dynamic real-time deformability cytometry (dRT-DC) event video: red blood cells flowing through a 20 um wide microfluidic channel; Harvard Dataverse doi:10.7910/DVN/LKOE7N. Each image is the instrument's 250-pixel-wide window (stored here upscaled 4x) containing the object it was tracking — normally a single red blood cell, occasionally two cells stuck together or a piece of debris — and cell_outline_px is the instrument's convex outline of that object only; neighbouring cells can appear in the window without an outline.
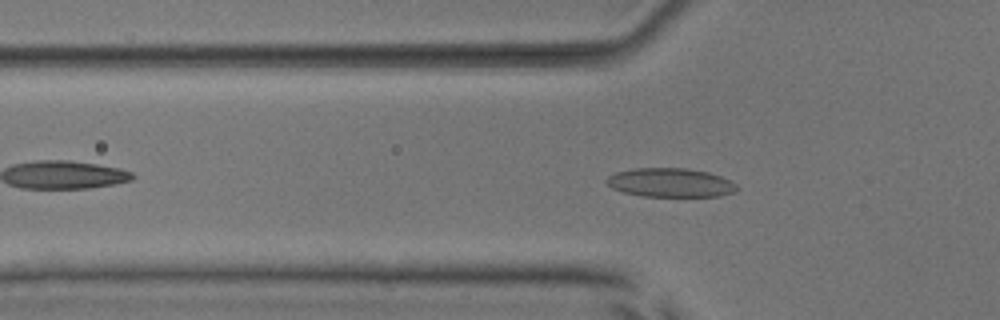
{"species": "common noctule bat (a hibernating species)", "species_latin": "Nyctalus noctula", "temperature_condition": "room temperature", "stored_images_in_passage": 43, "camera_frame_rate_fps": 3000, "um_per_image_px": 0.085, "animal": {"sex": "male", "body_mass_g": 17.9, "forearm_length_mm": 54.2}, "frame": {"image": 1, "passage_image": 11, "time_ms": 3.333, "image_size_px": [1000, 320], "cell_outline_px": [[740, 188], [736, 192], [720, 196], [640, 196], [624, 192], [612, 188], [604, 180], [608, 176], [616, 172], [632, 168], [688, 168], [708, 172], [720, 176], [736, 184]], "centroid_in_image_um": [56.99, 15.52], "position_along_channel_um": 68.8, "area_um2": 22.08}}
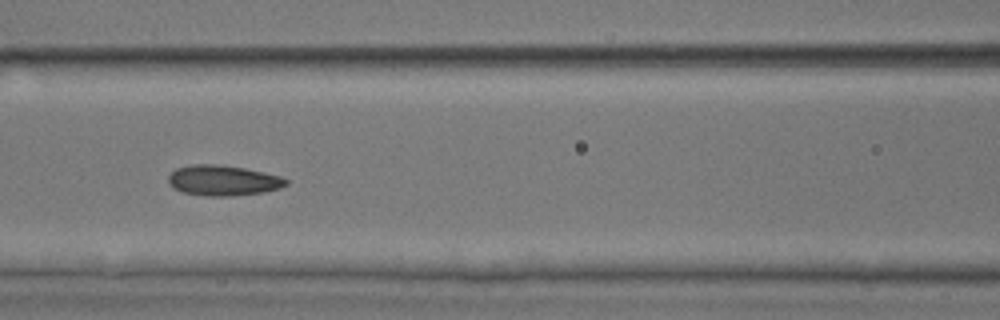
{"frame": {"image": 2, "passage_image": 17, "time_ms": 5.333, "image_size_px": [1000, 320], "cell_outline_px": [[288, 184], [280, 188], [264, 192], [232, 196], [204, 196], [180, 192], [172, 188], [168, 184], [168, 176], [176, 168], [192, 164], [216, 164], [244, 168], [264, 172], [280, 176], [288, 180]], "centroid_in_image_um": [18.93, 15.34], "position_along_channel_um": 147.7, "area_um2": 21.1}}
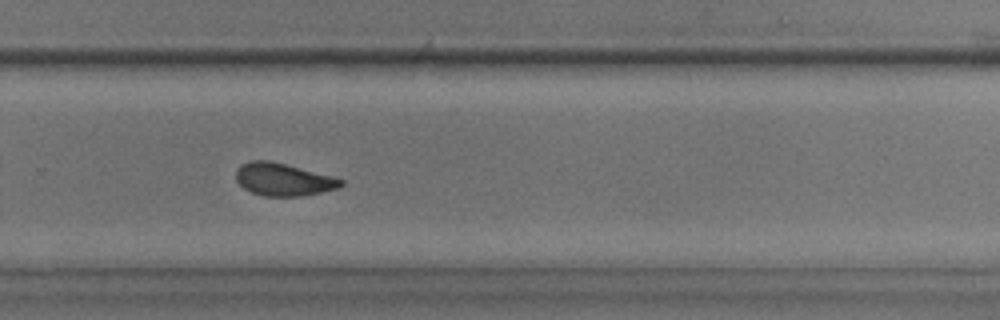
{"frame": {"image": 3, "passage_image": 29, "time_ms": 9.333, "image_size_px": [1000, 320], "cell_outline_px": [[344, 184], [340, 188], [304, 196], [264, 196], [252, 192], [244, 188], [236, 180], [236, 168], [240, 164], [252, 160], [268, 160], [332, 176], [344, 180]], "centroid_in_image_um": [24.08, 15.26], "position_along_channel_um": 305.7, "area_um2": 19.94}, "authors_computed_cell_mechanics": {"area_um2": 20.4612, "velocity_mm_per_s": 3.9751, "shape_relaxation_time_tau1_ms": 2.9948, "shape_relaxation_time_tau2_ms": 1.9729, "deformation_change_tau1": 0.1025, "deformation_change_tau2": 0.0731}}